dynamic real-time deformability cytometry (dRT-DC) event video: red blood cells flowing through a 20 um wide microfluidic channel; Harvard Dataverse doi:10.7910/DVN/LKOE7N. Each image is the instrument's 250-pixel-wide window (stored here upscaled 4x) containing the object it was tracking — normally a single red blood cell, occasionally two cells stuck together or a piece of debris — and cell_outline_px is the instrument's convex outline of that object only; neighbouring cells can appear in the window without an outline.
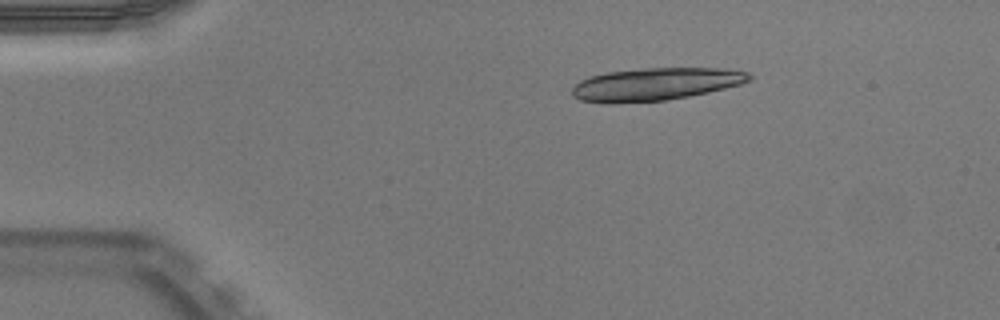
{"species": "Egyptian fruit bat (a non-hibernating species)", "species_latin": "Rousettus aegyptiacus", "temperature_condition": "warm", "stored_images_in_passage": 10, "camera_frame_rate_fps": 3000, "um_per_image_px": 0.085, "animal": {"sex": "male"}, "frame": {"image": 1, "passage_image": 1, "time_ms": 0.0, "image_size_px": [1000, 320], "cell_outline_px": [[752, 80], [740, 84], [708, 92], [668, 100], [580, 100], [572, 96], [572, 88], [580, 80], [604, 72], [644, 68], [720, 68], [748, 72], [752, 76]], "centroid_in_image_um": [55.81, 7.1], "position_along_channel_um": 29.2, "area_um2": 32.54}}